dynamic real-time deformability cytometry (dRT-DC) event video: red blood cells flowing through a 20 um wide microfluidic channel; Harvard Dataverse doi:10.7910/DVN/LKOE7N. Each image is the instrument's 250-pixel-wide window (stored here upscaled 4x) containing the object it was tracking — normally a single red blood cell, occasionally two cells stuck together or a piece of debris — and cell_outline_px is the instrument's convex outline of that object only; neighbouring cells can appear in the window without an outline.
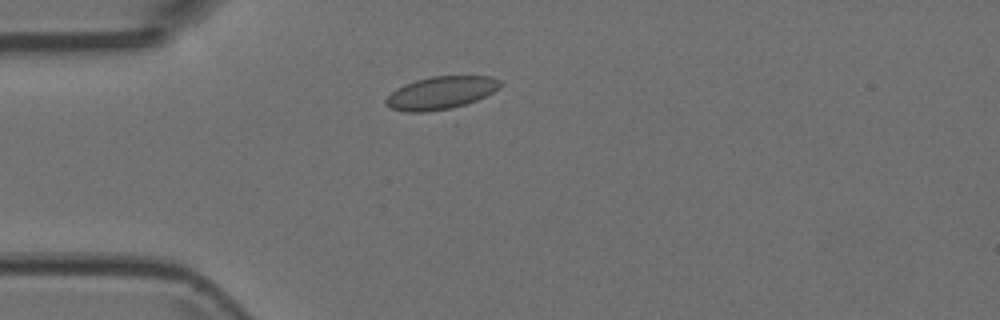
{"species": "Egyptian fruit bat (a non-hibernating species)", "species_latin": "Rousettus aegyptiacus", "temperature_condition": "room temperature", "stored_images_in_passage": 2, "camera_frame_rate_fps": 3000, "um_per_image_px": 0.085, "animal": {"sex": "female"}, "frame": {"image": 1, "passage_image": 1, "time_ms": 0.0, "image_size_px": [1000, 320], "cell_outline_px": [[500, 88], [476, 100], [464, 104], [448, 108], [428, 112], [408, 112], [392, 108], [384, 104], [384, 100], [396, 88], [404, 84], [416, 80], [432, 76], [492, 76], [500, 80]], "centroid_in_image_um": [37.45, 7.88], "position_along_channel_um": 47.6, "area_um2": 21.62}}